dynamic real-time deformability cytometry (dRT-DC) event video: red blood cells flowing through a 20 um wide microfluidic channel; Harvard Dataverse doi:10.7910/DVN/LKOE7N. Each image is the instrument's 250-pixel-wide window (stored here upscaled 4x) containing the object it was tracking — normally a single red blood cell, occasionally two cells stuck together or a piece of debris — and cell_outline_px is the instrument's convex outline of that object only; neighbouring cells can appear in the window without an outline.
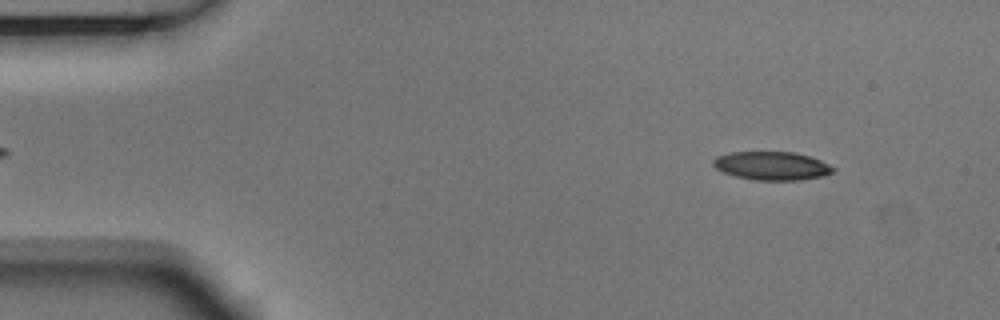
{"species": "Egyptian fruit bat (a non-hibernating species)", "species_latin": "Rousettus aegyptiacus", "temperature_condition": "room temperature", "stored_images_in_passage": 2, "camera_frame_rate_fps": 3000, "um_per_image_px": 0.085, "animal": {"sex": "male"}, "frame": {"image": 1, "passage_image": 1, "time_ms": 0.0, "image_size_px": [1000, 320], "cell_outline_px": [[836, 168], [832, 172], [824, 176], [800, 180], [756, 180], [736, 176], [724, 172], [716, 168], [712, 164], [712, 160], [716, 156], [732, 152], [792, 152], [808, 156], [820, 160]], "centroid_in_image_um": [65.6, 14.09], "position_along_channel_um": 19.4, "area_um2": 19.77}}